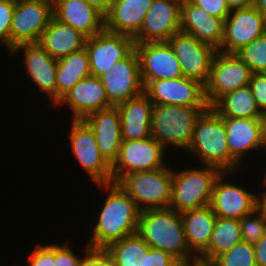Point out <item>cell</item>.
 Instances as JSON below:
<instances>
[{
    "label": "cell",
    "mask_w": 266,
    "mask_h": 266,
    "mask_svg": "<svg viewBox=\"0 0 266 266\" xmlns=\"http://www.w3.org/2000/svg\"><path fill=\"white\" fill-rule=\"evenodd\" d=\"M149 248L135 233L110 244L104 251L115 266H146V254Z\"/></svg>",
    "instance_id": "obj_32"
},
{
    "label": "cell",
    "mask_w": 266,
    "mask_h": 266,
    "mask_svg": "<svg viewBox=\"0 0 266 266\" xmlns=\"http://www.w3.org/2000/svg\"><path fill=\"white\" fill-rule=\"evenodd\" d=\"M153 0H116L104 15L105 30L134 37Z\"/></svg>",
    "instance_id": "obj_25"
},
{
    "label": "cell",
    "mask_w": 266,
    "mask_h": 266,
    "mask_svg": "<svg viewBox=\"0 0 266 266\" xmlns=\"http://www.w3.org/2000/svg\"><path fill=\"white\" fill-rule=\"evenodd\" d=\"M98 266H115L104 250H98Z\"/></svg>",
    "instance_id": "obj_48"
},
{
    "label": "cell",
    "mask_w": 266,
    "mask_h": 266,
    "mask_svg": "<svg viewBox=\"0 0 266 266\" xmlns=\"http://www.w3.org/2000/svg\"><path fill=\"white\" fill-rule=\"evenodd\" d=\"M61 105H68L72 111L70 120H84L91 113L111 107L105 88L96 76H89L76 83L54 107Z\"/></svg>",
    "instance_id": "obj_20"
},
{
    "label": "cell",
    "mask_w": 266,
    "mask_h": 266,
    "mask_svg": "<svg viewBox=\"0 0 266 266\" xmlns=\"http://www.w3.org/2000/svg\"><path fill=\"white\" fill-rule=\"evenodd\" d=\"M168 153L153 137L140 140H123L117 160L112 165V182L117 183L123 176L149 171L166 165Z\"/></svg>",
    "instance_id": "obj_7"
},
{
    "label": "cell",
    "mask_w": 266,
    "mask_h": 266,
    "mask_svg": "<svg viewBox=\"0 0 266 266\" xmlns=\"http://www.w3.org/2000/svg\"><path fill=\"white\" fill-rule=\"evenodd\" d=\"M107 194L94 220L93 233L87 244L91 249L104 250L110 244L137 233L141 210L118 183H97Z\"/></svg>",
    "instance_id": "obj_1"
},
{
    "label": "cell",
    "mask_w": 266,
    "mask_h": 266,
    "mask_svg": "<svg viewBox=\"0 0 266 266\" xmlns=\"http://www.w3.org/2000/svg\"><path fill=\"white\" fill-rule=\"evenodd\" d=\"M111 106H118L141 95L144 85L139 60L134 50L128 57L110 67L108 73L99 76Z\"/></svg>",
    "instance_id": "obj_13"
},
{
    "label": "cell",
    "mask_w": 266,
    "mask_h": 266,
    "mask_svg": "<svg viewBox=\"0 0 266 266\" xmlns=\"http://www.w3.org/2000/svg\"><path fill=\"white\" fill-rule=\"evenodd\" d=\"M69 145L76 160L95 184L112 182V166L101 155L93 130L84 120H71Z\"/></svg>",
    "instance_id": "obj_10"
},
{
    "label": "cell",
    "mask_w": 266,
    "mask_h": 266,
    "mask_svg": "<svg viewBox=\"0 0 266 266\" xmlns=\"http://www.w3.org/2000/svg\"><path fill=\"white\" fill-rule=\"evenodd\" d=\"M85 49L89 55L91 76L108 73L110 67L128 57L135 50L133 37L102 30L87 37Z\"/></svg>",
    "instance_id": "obj_12"
},
{
    "label": "cell",
    "mask_w": 266,
    "mask_h": 266,
    "mask_svg": "<svg viewBox=\"0 0 266 266\" xmlns=\"http://www.w3.org/2000/svg\"><path fill=\"white\" fill-rule=\"evenodd\" d=\"M53 8L64 0H46Z\"/></svg>",
    "instance_id": "obj_50"
},
{
    "label": "cell",
    "mask_w": 266,
    "mask_h": 266,
    "mask_svg": "<svg viewBox=\"0 0 266 266\" xmlns=\"http://www.w3.org/2000/svg\"><path fill=\"white\" fill-rule=\"evenodd\" d=\"M22 50L23 65L31 81L37 86L40 92L49 99V105L56 104V69L57 59H54L38 43L20 44L15 46L10 55H15Z\"/></svg>",
    "instance_id": "obj_19"
},
{
    "label": "cell",
    "mask_w": 266,
    "mask_h": 266,
    "mask_svg": "<svg viewBox=\"0 0 266 266\" xmlns=\"http://www.w3.org/2000/svg\"><path fill=\"white\" fill-rule=\"evenodd\" d=\"M182 0H153L143 19L135 43L168 41L180 31Z\"/></svg>",
    "instance_id": "obj_16"
},
{
    "label": "cell",
    "mask_w": 266,
    "mask_h": 266,
    "mask_svg": "<svg viewBox=\"0 0 266 266\" xmlns=\"http://www.w3.org/2000/svg\"><path fill=\"white\" fill-rule=\"evenodd\" d=\"M241 241L239 220L217 217L210 243L207 249L198 257V263L210 265L218 256Z\"/></svg>",
    "instance_id": "obj_30"
},
{
    "label": "cell",
    "mask_w": 266,
    "mask_h": 266,
    "mask_svg": "<svg viewBox=\"0 0 266 266\" xmlns=\"http://www.w3.org/2000/svg\"><path fill=\"white\" fill-rule=\"evenodd\" d=\"M143 93L153 104L208 106L205 86L186 77L149 81Z\"/></svg>",
    "instance_id": "obj_14"
},
{
    "label": "cell",
    "mask_w": 266,
    "mask_h": 266,
    "mask_svg": "<svg viewBox=\"0 0 266 266\" xmlns=\"http://www.w3.org/2000/svg\"><path fill=\"white\" fill-rule=\"evenodd\" d=\"M242 241L250 244L257 243L266 233V219L257 209L239 220Z\"/></svg>",
    "instance_id": "obj_35"
},
{
    "label": "cell",
    "mask_w": 266,
    "mask_h": 266,
    "mask_svg": "<svg viewBox=\"0 0 266 266\" xmlns=\"http://www.w3.org/2000/svg\"><path fill=\"white\" fill-rule=\"evenodd\" d=\"M186 266H211V265H206V264H201V263H194V264H189Z\"/></svg>",
    "instance_id": "obj_51"
},
{
    "label": "cell",
    "mask_w": 266,
    "mask_h": 266,
    "mask_svg": "<svg viewBox=\"0 0 266 266\" xmlns=\"http://www.w3.org/2000/svg\"><path fill=\"white\" fill-rule=\"evenodd\" d=\"M266 32V17L251 6L231 11L224 22V36L218 51L236 54Z\"/></svg>",
    "instance_id": "obj_15"
},
{
    "label": "cell",
    "mask_w": 266,
    "mask_h": 266,
    "mask_svg": "<svg viewBox=\"0 0 266 266\" xmlns=\"http://www.w3.org/2000/svg\"><path fill=\"white\" fill-rule=\"evenodd\" d=\"M262 185H266V176L264 175V178L262 180ZM258 195H256V209L260 212V214L266 219V187L265 191L261 192Z\"/></svg>",
    "instance_id": "obj_44"
},
{
    "label": "cell",
    "mask_w": 266,
    "mask_h": 266,
    "mask_svg": "<svg viewBox=\"0 0 266 266\" xmlns=\"http://www.w3.org/2000/svg\"><path fill=\"white\" fill-rule=\"evenodd\" d=\"M252 6L266 17V0H252Z\"/></svg>",
    "instance_id": "obj_49"
},
{
    "label": "cell",
    "mask_w": 266,
    "mask_h": 266,
    "mask_svg": "<svg viewBox=\"0 0 266 266\" xmlns=\"http://www.w3.org/2000/svg\"><path fill=\"white\" fill-rule=\"evenodd\" d=\"M84 121L93 130L101 155L112 166L118 158L123 141L118 107L111 106L91 113Z\"/></svg>",
    "instance_id": "obj_22"
},
{
    "label": "cell",
    "mask_w": 266,
    "mask_h": 266,
    "mask_svg": "<svg viewBox=\"0 0 266 266\" xmlns=\"http://www.w3.org/2000/svg\"><path fill=\"white\" fill-rule=\"evenodd\" d=\"M224 19L208 14L191 0H182L180 31L219 50L224 36Z\"/></svg>",
    "instance_id": "obj_21"
},
{
    "label": "cell",
    "mask_w": 266,
    "mask_h": 266,
    "mask_svg": "<svg viewBox=\"0 0 266 266\" xmlns=\"http://www.w3.org/2000/svg\"><path fill=\"white\" fill-rule=\"evenodd\" d=\"M212 108L221 116L228 118H260L257 106L249 85L238 88L222 96Z\"/></svg>",
    "instance_id": "obj_31"
},
{
    "label": "cell",
    "mask_w": 266,
    "mask_h": 266,
    "mask_svg": "<svg viewBox=\"0 0 266 266\" xmlns=\"http://www.w3.org/2000/svg\"><path fill=\"white\" fill-rule=\"evenodd\" d=\"M83 258L79 266H98V250L91 249L88 244L84 246Z\"/></svg>",
    "instance_id": "obj_43"
},
{
    "label": "cell",
    "mask_w": 266,
    "mask_h": 266,
    "mask_svg": "<svg viewBox=\"0 0 266 266\" xmlns=\"http://www.w3.org/2000/svg\"><path fill=\"white\" fill-rule=\"evenodd\" d=\"M180 214L187 245L198 258L210 243L217 216L210 206L187 210Z\"/></svg>",
    "instance_id": "obj_28"
},
{
    "label": "cell",
    "mask_w": 266,
    "mask_h": 266,
    "mask_svg": "<svg viewBox=\"0 0 266 266\" xmlns=\"http://www.w3.org/2000/svg\"><path fill=\"white\" fill-rule=\"evenodd\" d=\"M87 36L59 22L54 16L44 29L38 44L54 59H61L85 48Z\"/></svg>",
    "instance_id": "obj_27"
},
{
    "label": "cell",
    "mask_w": 266,
    "mask_h": 266,
    "mask_svg": "<svg viewBox=\"0 0 266 266\" xmlns=\"http://www.w3.org/2000/svg\"><path fill=\"white\" fill-rule=\"evenodd\" d=\"M211 266H257L254 245L241 241L230 250L218 256Z\"/></svg>",
    "instance_id": "obj_33"
},
{
    "label": "cell",
    "mask_w": 266,
    "mask_h": 266,
    "mask_svg": "<svg viewBox=\"0 0 266 266\" xmlns=\"http://www.w3.org/2000/svg\"><path fill=\"white\" fill-rule=\"evenodd\" d=\"M135 51L144 86L152 80L183 77L179 61L167 41L135 43Z\"/></svg>",
    "instance_id": "obj_18"
},
{
    "label": "cell",
    "mask_w": 266,
    "mask_h": 266,
    "mask_svg": "<svg viewBox=\"0 0 266 266\" xmlns=\"http://www.w3.org/2000/svg\"><path fill=\"white\" fill-rule=\"evenodd\" d=\"M252 75L253 72L237 54L217 51L205 85L208 106L212 107L225 94L249 85Z\"/></svg>",
    "instance_id": "obj_9"
},
{
    "label": "cell",
    "mask_w": 266,
    "mask_h": 266,
    "mask_svg": "<svg viewBox=\"0 0 266 266\" xmlns=\"http://www.w3.org/2000/svg\"><path fill=\"white\" fill-rule=\"evenodd\" d=\"M91 76L89 55L85 48L57 60L56 103L76 83Z\"/></svg>",
    "instance_id": "obj_29"
},
{
    "label": "cell",
    "mask_w": 266,
    "mask_h": 266,
    "mask_svg": "<svg viewBox=\"0 0 266 266\" xmlns=\"http://www.w3.org/2000/svg\"><path fill=\"white\" fill-rule=\"evenodd\" d=\"M209 106H174L154 104L151 114V137L163 148L175 146L186 150L190 145L196 120Z\"/></svg>",
    "instance_id": "obj_4"
},
{
    "label": "cell",
    "mask_w": 266,
    "mask_h": 266,
    "mask_svg": "<svg viewBox=\"0 0 266 266\" xmlns=\"http://www.w3.org/2000/svg\"><path fill=\"white\" fill-rule=\"evenodd\" d=\"M254 252L257 266H266V233L254 244Z\"/></svg>",
    "instance_id": "obj_42"
},
{
    "label": "cell",
    "mask_w": 266,
    "mask_h": 266,
    "mask_svg": "<svg viewBox=\"0 0 266 266\" xmlns=\"http://www.w3.org/2000/svg\"><path fill=\"white\" fill-rule=\"evenodd\" d=\"M28 266H54L55 243L36 244V248L27 257Z\"/></svg>",
    "instance_id": "obj_37"
},
{
    "label": "cell",
    "mask_w": 266,
    "mask_h": 266,
    "mask_svg": "<svg viewBox=\"0 0 266 266\" xmlns=\"http://www.w3.org/2000/svg\"><path fill=\"white\" fill-rule=\"evenodd\" d=\"M53 18L46 0H16L9 33V52L20 44L38 43Z\"/></svg>",
    "instance_id": "obj_8"
},
{
    "label": "cell",
    "mask_w": 266,
    "mask_h": 266,
    "mask_svg": "<svg viewBox=\"0 0 266 266\" xmlns=\"http://www.w3.org/2000/svg\"><path fill=\"white\" fill-rule=\"evenodd\" d=\"M16 0H0V43L9 52V33Z\"/></svg>",
    "instance_id": "obj_36"
},
{
    "label": "cell",
    "mask_w": 266,
    "mask_h": 266,
    "mask_svg": "<svg viewBox=\"0 0 266 266\" xmlns=\"http://www.w3.org/2000/svg\"><path fill=\"white\" fill-rule=\"evenodd\" d=\"M146 266H186V264L167 252L149 248L146 254Z\"/></svg>",
    "instance_id": "obj_39"
},
{
    "label": "cell",
    "mask_w": 266,
    "mask_h": 266,
    "mask_svg": "<svg viewBox=\"0 0 266 266\" xmlns=\"http://www.w3.org/2000/svg\"><path fill=\"white\" fill-rule=\"evenodd\" d=\"M117 183L141 211L170 207L172 168L167 164L154 170L127 174Z\"/></svg>",
    "instance_id": "obj_6"
},
{
    "label": "cell",
    "mask_w": 266,
    "mask_h": 266,
    "mask_svg": "<svg viewBox=\"0 0 266 266\" xmlns=\"http://www.w3.org/2000/svg\"><path fill=\"white\" fill-rule=\"evenodd\" d=\"M230 11L245 9L252 6V0H226Z\"/></svg>",
    "instance_id": "obj_46"
},
{
    "label": "cell",
    "mask_w": 266,
    "mask_h": 266,
    "mask_svg": "<svg viewBox=\"0 0 266 266\" xmlns=\"http://www.w3.org/2000/svg\"><path fill=\"white\" fill-rule=\"evenodd\" d=\"M227 132L223 118L209 107L196 120L193 137L186 151L195 155L201 165L213 166L221 172H234L243 164H239L229 152Z\"/></svg>",
    "instance_id": "obj_3"
},
{
    "label": "cell",
    "mask_w": 266,
    "mask_h": 266,
    "mask_svg": "<svg viewBox=\"0 0 266 266\" xmlns=\"http://www.w3.org/2000/svg\"><path fill=\"white\" fill-rule=\"evenodd\" d=\"M208 14L220 19H226L231 13L226 0H191Z\"/></svg>",
    "instance_id": "obj_41"
},
{
    "label": "cell",
    "mask_w": 266,
    "mask_h": 266,
    "mask_svg": "<svg viewBox=\"0 0 266 266\" xmlns=\"http://www.w3.org/2000/svg\"><path fill=\"white\" fill-rule=\"evenodd\" d=\"M88 4L92 5L93 7L97 8L100 12L104 15L109 11L111 5L116 0H85Z\"/></svg>",
    "instance_id": "obj_45"
},
{
    "label": "cell",
    "mask_w": 266,
    "mask_h": 266,
    "mask_svg": "<svg viewBox=\"0 0 266 266\" xmlns=\"http://www.w3.org/2000/svg\"><path fill=\"white\" fill-rule=\"evenodd\" d=\"M73 248L65 242L63 245L55 243V263L54 266H79L82 256L72 250Z\"/></svg>",
    "instance_id": "obj_40"
},
{
    "label": "cell",
    "mask_w": 266,
    "mask_h": 266,
    "mask_svg": "<svg viewBox=\"0 0 266 266\" xmlns=\"http://www.w3.org/2000/svg\"><path fill=\"white\" fill-rule=\"evenodd\" d=\"M236 54L253 73H266V32Z\"/></svg>",
    "instance_id": "obj_34"
},
{
    "label": "cell",
    "mask_w": 266,
    "mask_h": 266,
    "mask_svg": "<svg viewBox=\"0 0 266 266\" xmlns=\"http://www.w3.org/2000/svg\"><path fill=\"white\" fill-rule=\"evenodd\" d=\"M222 118L230 155L239 164L246 154L261 149L260 118Z\"/></svg>",
    "instance_id": "obj_26"
},
{
    "label": "cell",
    "mask_w": 266,
    "mask_h": 266,
    "mask_svg": "<svg viewBox=\"0 0 266 266\" xmlns=\"http://www.w3.org/2000/svg\"><path fill=\"white\" fill-rule=\"evenodd\" d=\"M221 171L213 166L172 169L170 209L182 213L210 205L213 185Z\"/></svg>",
    "instance_id": "obj_5"
},
{
    "label": "cell",
    "mask_w": 266,
    "mask_h": 266,
    "mask_svg": "<svg viewBox=\"0 0 266 266\" xmlns=\"http://www.w3.org/2000/svg\"><path fill=\"white\" fill-rule=\"evenodd\" d=\"M231 174L234 172H221L216 178L209 206L217 217L240 220L256 209V194L239 184L224 181Z\"/></svg>",
    "instance_id": "obj_17"
},
{
    "label": "cell",
    "mask_w": 266,
    "mask_h": 266,
    "mask_svg": "<svg viewBox=\"0 0 266 266\" xmlns=\"http://www.w3.org/2000/svg\"><path fill=\"white\" fill-rule=\"evenodd\" d=\"M167 42L174 50L183 77L205 86L209 80L212 60L218 50L183 31L175 33Z\"/></svg>",
    "instance_id": "obj_11"
},
{
    "label": "cell",
    "mask_w": 266,
    "mask_h": 266,
    "mask_svg": "<svg viewBox=\"0 0 266 266\" xmlns=\"http://www.w3.org/2000/svg\"><path fill=\"white\" fill-rule=\"evenodd\" d=\"M153 103L142 93L118 105L123 140H140L151 137Z\"/></svg>",
    "instance_id": "obj_24"
},
{
    "label": "cell",
    "mask_w": 266,
    "mask_h": 266,
    "mask_svg": "<svg viewBox=\"0 0 266 266\" xmlns=\"http://www.w3.org/2000/svg\"><path fill=\"white\" fill-rule=\"evenodd\" d=\"M260 136H261V149L266 150V113L261 115L260 117Z\"/></svg>",
    "instance_id": "obj_47"
},
{
    "label": "cell",
    "mask_w": 266,
    "mask_h": 266,
    "mask_svg": "<svg viewBox=\"0 0 266 266\" xmlns=\"http://www.w3.org/2000/svg\"><path fill=\"white\" fill-rule=\"evenodd\" d=\"M137 234L150 248L167 252L186 265L198 263L187 245L181 214L173 209L142 210Z\"/></svg>",
    "instance_id": "obj_2"
},
{
    "label": "cell",
    "mask_w": 266,
    "mask_h": 266,
    "mask_svg": "<svg viewBox=\"0 0 266 266\" xmlns=\"http://www.w3.org/2000/svg\"><path fill=\"white\" fill-rule=\"evenodd\" d=\"M261 115L266 113V73H253L249 82Z\"/></svg>",
    "instance_id": "obj_38"
},
{
    "label": "cell",
    "mask_w": 266,
    "mask_h": 266,
    "mask_svg": "<svg viewBox=\"0 0 266 266\" xmlns=\"http://www.w3.org/2000/svg\"><path fill=\"white\" fill-rule=\"evenodd\" d=\"M53 16L87 37L105 29L104 14L85 0H64L53 8Z\"/></svg>",
    "instance_id": "obj_23"
}]
</instances>
